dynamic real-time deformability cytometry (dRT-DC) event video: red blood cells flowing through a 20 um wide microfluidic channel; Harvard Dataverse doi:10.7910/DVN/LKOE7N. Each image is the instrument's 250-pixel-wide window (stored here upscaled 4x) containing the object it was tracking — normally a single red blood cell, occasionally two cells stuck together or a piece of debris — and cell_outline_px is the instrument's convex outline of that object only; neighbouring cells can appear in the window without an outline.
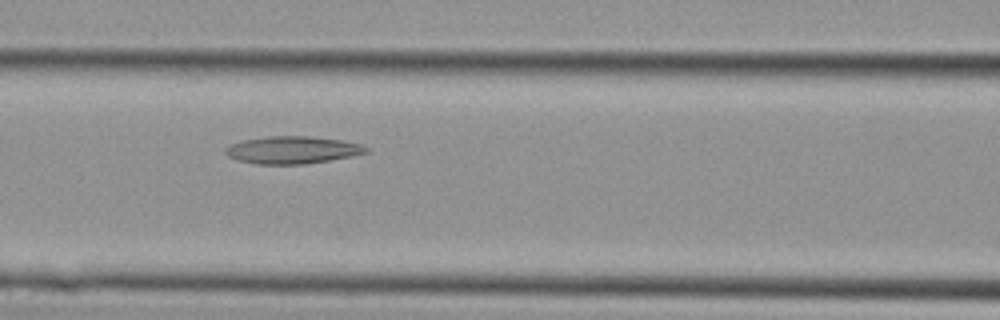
{"species": "Egyptian fruit bat (a non-hibernating species)", "species_latin": "Rousettus aegyptiacus", "temperature_condition": "cold", "stored_images_in_passage": 4, "camera_frame_rate_fps": 3000, "um_per_image_px": 0.085, "animal": {"sex": "female"}, "frame": {"image": 1, "passage_image": 4, "time_ms": 1.0, "image_size_px": [1000, 320], "cell_outline_px": [[368, 152], [352, 156], [304, 164], [256, 164], [236, 160], [228, 156], [224, 152], [224, 148], [228, 144], [240, 140], [268, 136], [308, 136], [340, 140], [360, 144], [368, 148]], "centroid_in_image_um": [24.77, 12.74], "position_along_channel_um": 141.8, "area_um2": 22.54}}